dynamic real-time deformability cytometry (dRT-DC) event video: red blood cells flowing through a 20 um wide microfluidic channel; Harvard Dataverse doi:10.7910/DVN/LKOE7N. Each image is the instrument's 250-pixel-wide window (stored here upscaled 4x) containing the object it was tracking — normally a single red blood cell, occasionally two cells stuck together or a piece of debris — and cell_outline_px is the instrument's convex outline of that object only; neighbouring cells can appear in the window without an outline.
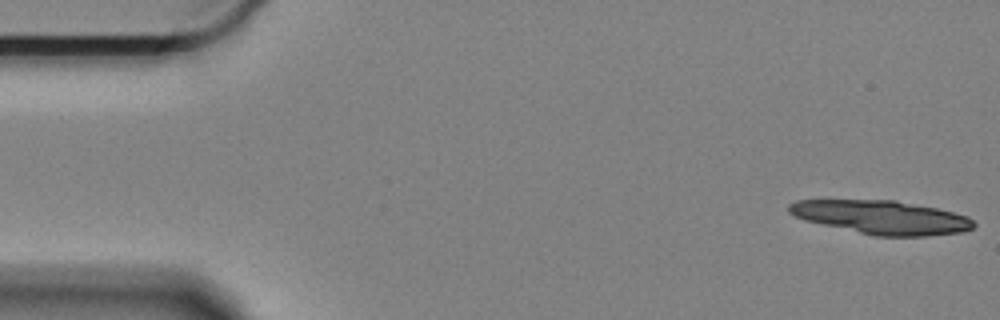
{"species": "Egyptian fruit bat (a non-hibernating species)", "species_latin": "Rousettus aegyptiacus", "temperature_condition": "cold", "stored_images_in_passage": 15, "camera_frame_rate_fps": 3000, "um_per_image_px": 0.085, "animal": {"sex": "female"}, "frame": {"image": 1, "passage_image": 1, "time_ms": 0.0, "image_size_px": [1000, 320], "cell_outline_px": [[976, 224], [972, 228], [964, 232], [928, 236], [876, 236], [804, 220], [788, 212], [788, 204], [796, 200], [896, 200], [936, 208], [968, 216]], "centroid_in_image_um": [74.95, 18.47], "position_along_channel_um": 10.0, "area_um2": 36.07}}